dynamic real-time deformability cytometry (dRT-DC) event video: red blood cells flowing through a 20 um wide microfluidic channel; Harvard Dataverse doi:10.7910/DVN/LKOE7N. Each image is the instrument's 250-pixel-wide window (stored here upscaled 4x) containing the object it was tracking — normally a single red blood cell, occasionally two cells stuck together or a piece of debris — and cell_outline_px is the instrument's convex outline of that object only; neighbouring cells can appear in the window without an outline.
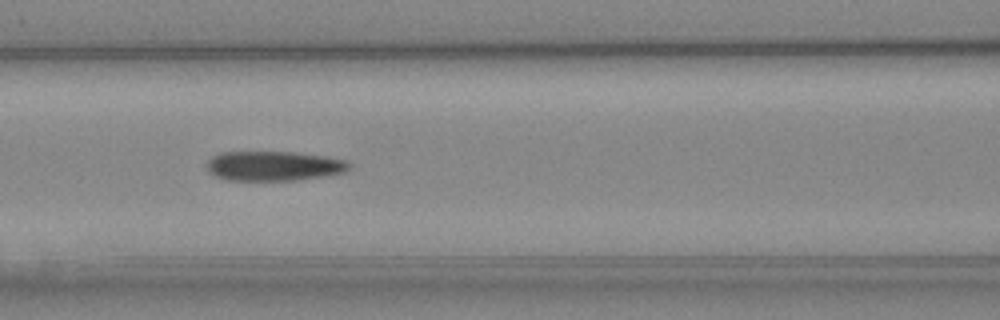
{"species": "Egyptian fruit bat (a non-hibernating species)", "species_latin": "Rousettus aegyptiacus", "temperature_condition": "cold", "stored_images_in_passage": 7, "camera_frame_rate_fps": 3000, "um_per_image_px": 0.085, "animal": {"sex": "female"}, "frame": {"image": 1, "passage_image": 7, "time_ms": 7.0, "image_size_px": [1000, 320], "cell_outline_px": [[352, 168], [348, 172], [332, 176], [296, 180], [228, 180], [216, 176], [208, 172], [208, 160], [212, 156], [220, 152], [292, 152], [324, 156], [348, 160], [352, 164]], "centroid_in_image_um": [23.38, 14.11], "position_along_channel_um": 143.2, "area_um2": 25.03}}